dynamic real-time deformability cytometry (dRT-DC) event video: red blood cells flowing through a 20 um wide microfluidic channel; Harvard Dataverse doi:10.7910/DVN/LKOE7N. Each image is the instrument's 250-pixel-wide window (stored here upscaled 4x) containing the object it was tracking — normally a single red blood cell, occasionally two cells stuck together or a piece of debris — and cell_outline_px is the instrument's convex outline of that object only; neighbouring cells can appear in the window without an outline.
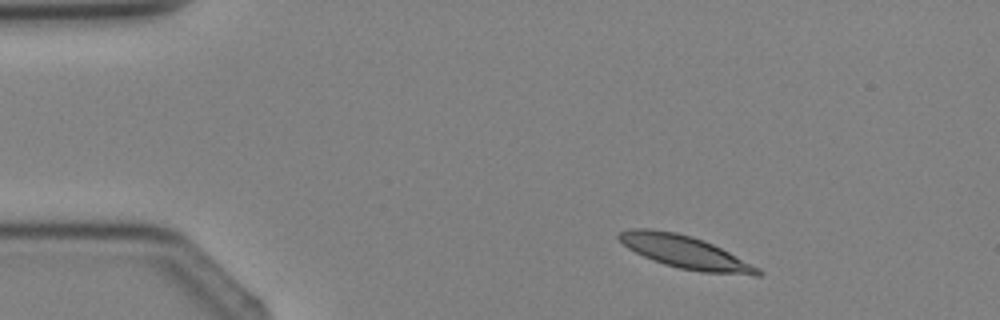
{"species": "Egyptian fruit bat (a non-hibernating species)", "species_latin": "Rousettus aegyptiacus", "temperature_condition": "cold", "stored_images_in_passage": 2, "camera_frame_rate_fps": 3000, "um_per_image_px": 0.085, "animal": {"sex": "female"}, "frame": {"image": 1, "passage_image": 1, "time_ms": 0.0, "image_size_px": [1000, 320], "cell_outline_px": [[764, 272], [760, 276], [756, 276], [700, 272], [680, 268], [664, 264], [652, 260], [628, 248], [616, 236], [620, 232], [632, 228], [648, 228], [676, 232], [692, 236], [704, 240], [760, 268]], "centroid_in_image_um": [58.26, 21.44], "position_along_channel_um": 26.7, "area_um2": 26.41}}